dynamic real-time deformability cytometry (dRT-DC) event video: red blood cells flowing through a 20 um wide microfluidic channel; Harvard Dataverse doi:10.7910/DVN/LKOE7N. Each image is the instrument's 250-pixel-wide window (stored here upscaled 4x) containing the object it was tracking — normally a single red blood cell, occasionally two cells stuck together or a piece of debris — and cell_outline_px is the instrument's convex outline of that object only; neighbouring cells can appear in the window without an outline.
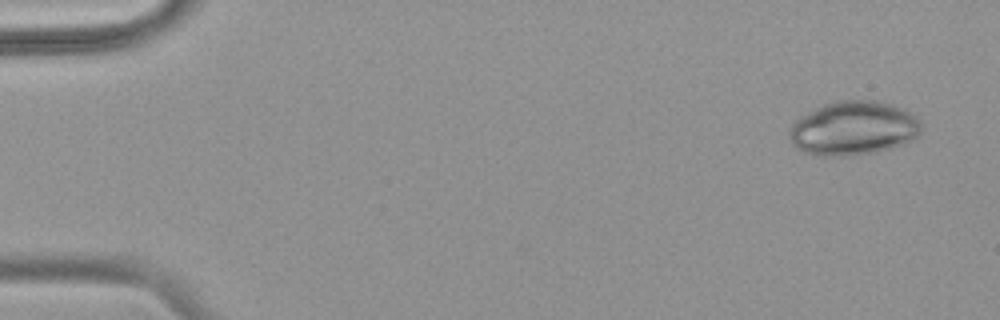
{"species": "common noctule bat (a hibernating species)", "species_latin": "Nyctalus noctula", "temperature_condition": "warm", "stored_images_in_passage": 16, "camera_frame_rate_fps": 3000, "um_per_image_px": 0.085, "animal": {"sex": "female", "body_mass_g": 18.4}, "frame": {"image": 1, "passage_image": 3, "time_ms": 0.667, "image_size_px": [1000, 320], "cell_outline_px": [[920, 136], [904, 144], [876, 152], [824, 156], [804, 152], [796, 148], [792, 144], [792, 128], [796, 120], [800, 116], [824, 104], [836, 100], [876, 100], [892, 104], [904, 108], [912, 112], [920, 124]], "centroid_in_image_um": [72.6, 10.88], "position_along_channel_um": 12.4, "area_um2": 41.15}}